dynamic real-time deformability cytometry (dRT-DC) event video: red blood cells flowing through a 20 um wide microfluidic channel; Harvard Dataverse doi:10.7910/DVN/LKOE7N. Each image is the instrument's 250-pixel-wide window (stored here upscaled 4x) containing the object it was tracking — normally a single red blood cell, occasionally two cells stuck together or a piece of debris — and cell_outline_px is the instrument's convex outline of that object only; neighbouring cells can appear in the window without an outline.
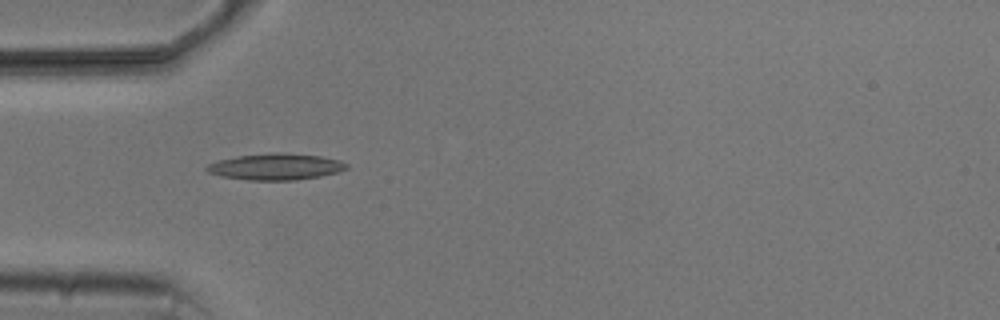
{"species": "common noctule bat (a hibernating species)", "species_latin": "Nyctalus noctula", "temperature_condition": "cold", "stored_images_in_passage": 8, "camera_frame_rate_fps": 3000, "um_per_image_px": 0.085, "animal": {"sex": "male", "body_mass_g": 20.5, "forearm_length_mm": 52.5}, "frame": {"image": 1, "passage_image": 4, "time_ms": 4.333, "image_size_px": [1000, 320], "cell_outline_px": [[348, 168], [340, 172], [320, 176], [296, 180], [248, 180], [220, 176], [208, 172], [204, 168], [208, 164], [216, 160], [236, 156], [272, 152], [276, 152], [320, 156], [340, 160], [348, 164]], "centroid_in_image_um": [23.42, 14.17], "position_along_channel_um": 61.6, "area_um2": 21.68}}
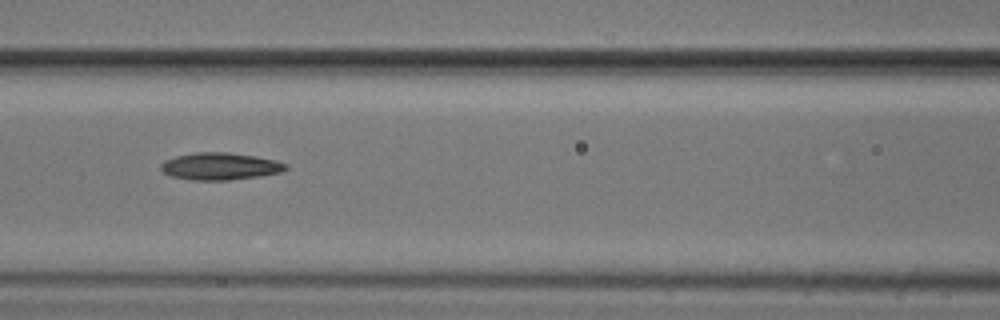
{"frame": {"image": 2, "passage_image": 6, "time_ms": 6.667, "image_size_px": [1000, 320], "cell_outline_px": [[288, 168], [280, 172], [260, 176], [228, 180], [192, 180], [172, 176], [164, 172], [160, 168], [160, 164], [164, 160], [176, 156], [196, 152], [228, 152], [256, 156], [276, 160], [288, 164]], "centroid_in_image_um": [18.72, 14.13], "position_along_channel_um": 147.9, "area_um2": 19.83}}
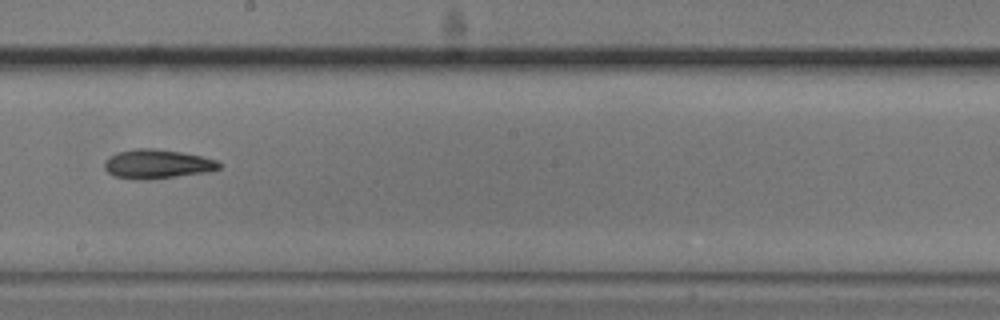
{"frame": {"image": 3, "passage_image": 8, "time_ms": 9.0, "image_size_px": [1000, 320], "cell_outline_px": [[224, 164], [220, 168], [208, 172], [144, 180], [132, 180], [112, 176], [104, 168], [104, 164], [116, 152], [132, 148], [156, 148], [180, 152], [200, 156], [216, 160]], "centroid_in_image_um": [13.35, 13.95], "position_along_channel_um": 234.8, "area_um2": 19.59}}